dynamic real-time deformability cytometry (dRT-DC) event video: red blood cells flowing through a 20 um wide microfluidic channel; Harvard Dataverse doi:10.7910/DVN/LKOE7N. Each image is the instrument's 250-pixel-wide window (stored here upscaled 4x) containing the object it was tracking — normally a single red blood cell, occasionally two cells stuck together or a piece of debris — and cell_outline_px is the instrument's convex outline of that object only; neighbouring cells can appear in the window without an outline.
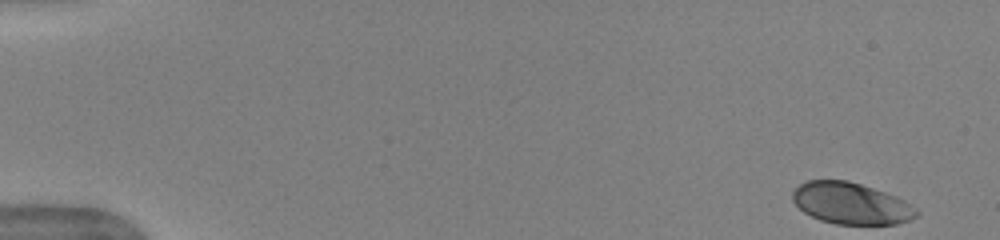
{"species": "human", "species_latin": "Homo sapiens", "temperature_condition": "warm", "stored_images_in_passage": 50, "camera_frame_rate_fps": 3000, "um_per_image_px": 0.085, "donor": {"sex": "female"}, "frame": {"image": 1, "passage_image": 1, "time_ms": 0.0, "image_size_px": [1000, 240], "cell_outline_px": [[920, 212], [916, 216], [908, 220], [896, 224], [836, 224], [820, 220], [804, 212], [792, 200], [792, 192], [800, 184], [808, 180], [848, 180], [896, 196], [904, 200], [916, 208]], "centroid_in_image_um": [72.33, 17.29], "position_along_channel_um": 12.7, "area_um2": 29.82}}
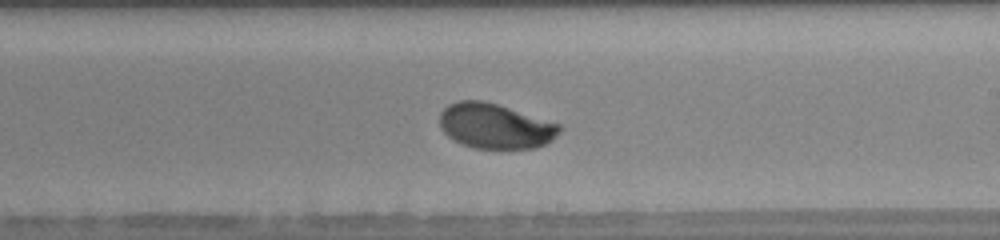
{"frame": {"image": 2, "passage_image": 30, "time_ms": 9.667, "image_size_px": [1000, 240], "cell_outline_px": [[560, 132], [552, 140], [536, 148], [472, 148], [448, 136], [440, 128], [440, 112], [448, 104], [460, 100], [484, 100], [560, 124]], "centroid_in_image_um": [42.07, 10.71], "position_along_channel_um": 246.9, "area_um2": 31.27}}
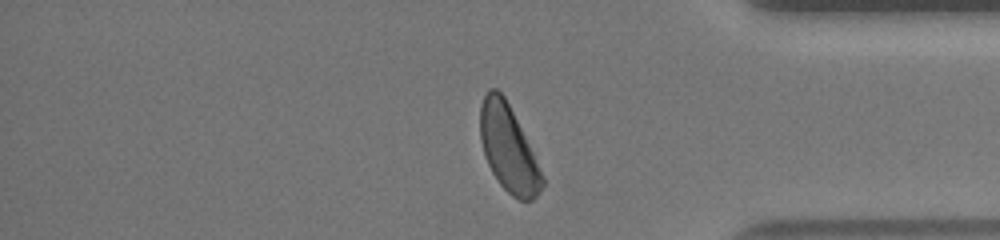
{"frame": {"image": 3, "passage_image": 42, "time_ms": 13.667, "image_size_px": [1000, 240], "cell_outline_px": [[544, 184], [540, 192], [532, 200], [520, 200], [512, 196], [500, 184], [492, 172], [488, 164], [480, 140], [480, 104], [488, 88], [496, 88], [504, 96], [544, 176]], "centroid_in_image_um": [43.19, 12.63], "position_along_channel_um": 392.0, "area_um2": 30.69}, "authors_computed_cell_mechanics": {"area_um2": 31.7611, "velocity_mm_per_s": 3.9497, "shape_relaxation_time_tau1_ms": 2.8024, "shape_relaxation_time_tau2_ms": null, "deformation_change_tau1": 0.1424, "deformation_change_tau2": null}}